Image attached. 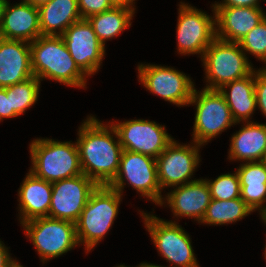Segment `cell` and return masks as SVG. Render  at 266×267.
<instances>
[{"label":"cell","instance_id":"cell-33","mask_svg":"<svg viewBox=\"0 0 266 267\" xmlns=\"http://www.w3.org/2000/svg\"><path fill=\"white\" fill-rule=\"evenodd\" d=\"M265 1V0H263ZM260 0H222L212 3L214 7H260Z\"/></svg>","mask_w":266,"mask_h":267},{"label":"cell","instance_id":"cell-40","mask_svg":"<svg viewBox=\"0 0 266 267\" xmlns=\"http://www.w3.org/2000/svg\"><path fill=\"white\" fill-rule=\"evenodd\" d=\"M261 221L266 225V213L261 217Z\"/></svg>","mask_w":266,"mask_h":267},{"label":"cell","instance_id":"cell-1","mask_svg":"<svg viewBox=\"0 0 266 267\" xmlns=\"http://www.w3.org/2000/svg\"><path fill=\"white\" fill-rule=\"evenodd\" d=\"M103 122L87 116L78 127L76 140L83 174L102 186L113 181L123 151L115 128L110 121Z\"/></svg>","mask_w":266,"mask_h":267},{"label":"cell","instance_id":"cell-3","mask_svg":"<svg viewBox=\"0 0 266 267\" xmlns=\"http://www.w3.org/2000/svg\"><path fill=\"white\" fill-rule=\"evenodd\" d=\"M72 141L36 138L29 144V171L47 182H56L83 174L78 147Z\"/></svg>","mask_w":266,"mask_h":267},{"label":"cell","instance_id":"cell-31","mask_svg":"<svg viewBox=\"0 0 266 267\" xmlns=\"http://www.w3.org/2000/svg\"><path fill=\"white\" fill-rule=\"evenodd\" d=\"M255 94L257 109L266 118V68L255 69Z\"/></svg>","mask_w":266,"mask_h":267},{"label":"cell","instance_id":"cell-29","mask_svg":"<svg viewBox=\"0 0 266 267\" xmlns=\"http://www.w3.org/2000/svg\"><path fill=\"white\" fill-rule=\"evenodd\" d=\"M239 44L245 55H253L257 61L266 64V23L262 21L254 27Z\"/></svg>","mask_w":266,"mask_h":267},{"label":"cell","instance_id":"cell-9","mask_svg":"<svg viewBox=\"0 0 266 267\" xmlns=\"http://www.w3.org/2000/svg\"><path fill=\"white\" fill-rule=\"evenodd\" d=\"M126 184L136 190L141 197H145L147 201H152L158 206L162 202L163 195L158 182L155 158L123 150L118 172L108 186L123 196Z\"/></svg>","mask_w":266,"mask_h":267},{"label":"cell","instance_id":"cell-23","mask_svg":"<svg viewBox=\"0 0 266 267\" xmlns=\"http://www.w3.org/2000/svg\"><path fill=\"white\" fill-rule=\"evenodd\" d=\"M218 90L223 94L236 124L251 122L257 109L255 70L244 78L224 84Z\"/></svg>","mask_w":266,"mask_h":267},{"label":"cell","instance_id":"cell-36","mask_svg":"<svg viewBox=\"0 0 266 267\" xmlns=\"http://www.w3.org/2000/svg\"><path fill=\"white\" fill-rule=\"evenodd\" d=\"M24 2L30 3L32 6L39 8L40 6L46 4L50 0H23Z\"/></svg>","mask_w":266,"mask_h":267},{"label":"cell","instance_id":"cell-11","mask_svg":"<svg viewBox=\"0 0 266 267\" xmlns=\"http://www.w3.org/2000/svg\"><path fill=\"white\" fill-rule=\"evenodd\" d=\"M138 81L153 95L178 107L188 106L195 89L190 76L174 67L157 64L137 65Z\"/></svg>","mask_w":266,"mask_h":267},{"label":"cell","instance_id":"cell-8","mask_svg":"<svg viewBox=\"0 0 266 267\" xmlns=\"http://www.w3.org/2000/svg\"><path fill=\"white\" fill-rule=\"evenodd\" d=\"M20 226L23 227L27 239L34 245L43 264L79 246L74 222L39 217L26 221Z\"/></svg>","mask_w":266,"mask_h":267},{"label":"cell","instance_id":"cell-43","mask_svg":"<svg viewBox=\"0 0 266 267\" xmlns=\"http://www.w3.org/2000/svg\"><path fill=\"white\" fill-rule=\"evenodd\" d=\"M264 259L266 260V244H265V250H264Z\"/></svg>","mask_w":266,"mask_h":267},{"label":"cell","instance_id":"cell-2","mask_svg":"<svg viewBox=\"0 0 266 267\" xmlns=\"http://www.w3.org/2000/svg\"><path fill=\"white\" fill-rule=\"evenodd\" d=\"M30 48L32 73L40 81L87 88L88 77L76 65L61 36L41 35L30 43Z\"/></svg>","mask_w":266,"mask_h":267},{"label":"cell","instance_id":"cell-44","mask_svg":"<svg viewBox=\"0 0 266 267\" xmlns=\"http://www.w3.org/2000/svg\"><path fill=\"white\" fill-rule=\"evenodd\" d=\"M263 162H264L265 165H266V154H265V157H264V159H263Z\"/></svg>","mask_w":266,"mask_h":267},{"label":"cell","instance_id":"cell-35","mask_svg":"<svg viewBox=\"0 0 266 267\" xmlns=\"http://www.w3.org/2000/svg\"><path fill=\"white\" fill-rule=\"evenodd\" d=\"M135 1L137 0H109L113 7H123L136 11Z\"/></svg>","mask_w":266,"mask_h":267},{"label":"cell","instance_id":"cell-20","mask_svg":"<svg viewBox=\"0 0 266 267\" xmlns=\"http://www.w3.org/2000/svg\"><path fill=\"white\" fill-rule=\"evenodd\" d=\"M51 195L52 183L40 179L28 171L17 195L20 224L34 218L48 217Z\"/></svg>","mask_w":266,"mask_h":267},{"label":"cell","instance_id":"cell-42","mask_svg":"<svg viewBox=\"0 0 266 267\" xmlns=\"http://www.w3.org/2000/svg\"><path fill=\"white\" fill-rule=\"evenodd\" d=\"M263 21L266 23V12L263 11Z\"/></svg>","mask_w":266,"mask_h":267},{"label":"cell","instance_id":"cell-12","mask_svg":"<svg viewBox=\"0 0 266 267\" xmlns=\"http://www.w3.org/2000/svg\"><path fill=\"white\" fill-rule=\"evenodd\" d=\"M200 148L203 146L194 141L180 144L174 139L167 145L156 158L158 182L162 191L198 180H193L192 176L202 161Z\"/></svg>","mask_w":266,"mask_h":267},{"label":"cell","instance_id":"cell-14","mask_svg":"<svg viewBox=\"0 0 266 267\" xmlns=\"http://www.w3.org/2000/svg\"><path fill=\"white\" fill-rule=\"evenodd\" d=\"M97 186L85 174L53 182L48 217L76 223Z\"/></svg>","mask_w":266,"mask_h":267},{"label":"cell","instance_id":"cell-4","mask_svg":"<svg viewBox=\"0 0 266 267\" xmlns=\"http://www.w3.org/2000/svg\"><path fill=\"white\" fill-rule=\"evenodd\" d=\"M122 199V195L108 185H98L91 193L76 222L77 240L79 246L84 245L86 254L97 247L112 228Z\"/></svg>","mask_w":266,"mask_h":267},{"label":"cell","instance_id":"cell-22","mask_svg":"<svg viewBox=\"0 0 266 267\" xmlns=\"http://www.w3.org/2000/svg\"><path fill=\"white\" fill-rule=\"evenodd\" d=\"M236 168L241 187L240 198L252 210L266 213V165L263 161L243 162Z\"/></svg>","mask_w":266,"mask_h":267},{"label":"cell","instance_id":"cell-17","mask_svg":"<svg viewBox=\"0 0 266 267\" xmlns=\"http://www.w3.org/2000/svg\"><path fill=\"white\" fill-rule=\"evenodd\" d=\"M11 5L7 0L0 26V38L31 43L41 36L38 8L23 0Z\"/></svg>","mask_w":266,"mask_h":267},{"label":"cell","instance_id":"cell-5","mask_svg":"<svg viewBox=\"0 0 266 267\" xmlns=\"http://www.w3.org/2000/svg\"><path fill=\"white\" fill-rule=\"evenodd\" d=\"M139 212L159 256L169 262V267H200L192 238L177 221H167L154 214Z\"/></svg>","mask_w":266,"mask_h":267},{"label":"cell","instance_id":"cell-16","mask_svg":"<svg viewBox=\"0 0 266 267\" xmlns=\"http://www.w3.org/2000/svg\"><path fill=\"white\" fill-rule=\"evenodd\" d=\"M210 201L209 186L205 179L200 178L196 181L173 187L171 191L163 196L159 206L167 203L177 221L179 217L181 219L182 217H187L200 223L205 216Z\"/></svg>","mask_w":266,"mask_h":267},{"label":"cell","instance_id":"cell-32","mask_svg":"<svg viewBox=\"0 0 266 267\" xmlns=\"http://www.w3.org/2000/svg\"><path fill=\"white\" fill-rule=\"evenodd\" d=\"M18 115L11 108L10 94H6L5 88H0V122L3 119L15 118Z\"/></svg>","mask_w":266,"mask_h":267},{"label":"cell","instance_id":"cell-13","mask_svg":"<svg viewBox=\"0 0 266 267\" xmlns=\"http://www.w3.org/2000/svg\"><path fill=\"white\" fill-rule=\"evenodd\" d=\"M119 143L123 150L141 153L157 158L174 139L165 125L144 119H131L123 122L112 120Z\"/></svg>","mask_w":266,"mask_h":267},{"label":"cell","instance_id":"cell-26","mask_svg":"<svg viewBox=\"0 0 266 267\" xmlns=\"http://www.w3.org/2000/svg\"><path fill=\"white\" fill-rule=\"evenodd\" d=\"M252 210L241 198H235L227 201L211 199L205 216L200 224L211 226H222L241 221L249 216Z\"/></svg>","mask_w":266,"mask_h":267},{"label":"cell","instance_id":"cell-24","mask_svg":"<svg viewBox=\"0 0 266 267\" xmlns=\"http://www.w3.org/2000/svg\"><path fill=\"white\" fill-rule=\"evenodd\" d=\"M38 10L41 35L61 36L73 23L82 19L77 0H50Z\"/></svg>","mask_w":266,"mask_h":267},{"label":"cell","instance_id":"cell-19","mask_svg":"<svg viewBox=\"0 0 266 267\" xmlns=\"http://www.w3.org/2000/svg\"><path fill=\"white\" fill-rule=\"evenodd\" d=\"M30 43L0 38V88L33 77Z\"/></svg>","mask_w":266,"mask_h":267},{"label":"cell","instance_id":"cell-37","mask_svg":"<svg viewBox=\"0 0 266 267\" xmlns=\"http://www.w3.org/2000/svg\"><path fill=\"white\" fill-rule=\"evenodd\" d=\"M6 2H7V0H0V26H1L3 11H4V7H5Z\"/></svg>","mask_w":266,"mask_h":267},{"label":"cell","instance_id":"cell-7","mask_svg":"<svg viewBox=\"0 0 266 267\" xmlns=\"http://www.w3.org/2000/svg\"><path fill=\"white\" fill-rule=\"evenodd\" d=\"M189 105H195L192 141L202 146L235 126L231 111L223 94L218 89L196 88Z\"/></svg>","mask_w":266,"mask_h":267},{"label":"cell","instance_id":"cell-34","mask_svg":"<svg viewBox=\"0 0 266 267\" xmlns=\"http://www.w3.org/2000/svg\"><path fill=\"white\" fill-rule=\"evenodd\" d=\"M8 249L9 247H6L0 239V267H12V265L17 261L16 258H11V254Z\"/></svg>","mask_w":266,"mask_h":267},{"label":"cell","instance_id":"cell-28","mask_svg":"<svg viewBox=\"0 0 266 267\" xmlns=\"http://www.w3.org/2000/svg\"><path fill=\"white\" fill-rule=\"evenodd\" d=\"M211 194V199L227 201L240 198L241 187L238 173H225L214 180L205 178Z\"/></svg>","mask_w":266,"mask_h":267},{"label":"cell","instance_id":"cell-25","mask_svg":"<svg viewBox=\"0 0 266 267\" xmlns=\"http://www.w3.org/2000/svg\"><path fill=\"white\" fill-rule=\"evenodd\" d=\"M134 14L135 10L113 7L92 15L87 20L92 25L97 38L105 46L106 41L112 40L131 27Z\"/></svg>","mask_w":266,"mask_h":267},{"label":"cell","instance_id":"cell-6","mask_svg":"<svg viewBox=\"0 0 266 267\" xmlns=\"http://www.w3.org/2000/svg\"><path fill=\"white\" fill-rule=\"evenodd\" d=\"M207 89H219L224 84L250 75L255 69L238 42L215 38L201 59ZM204 64V65H203Z\"/></svg>","mask_w":266,"mask_h":267},{"label":"cell","instance_id":"cell-15","mask_svg":"<svg viewBox=\"0 0 266 267\" xmlns=\"http://www.w3.org/2000/svg\"><path fill=\"white\" fill-rule=\"evenodd\" d=\"M61 37L76 65L88 78L99 71L106 46L97 38L87 19L73 23Z\"/></svg>","mask_w":266,"mask_h":267},{"label":"cell","instance_id":"cell-38","mask_svg":"<svg viewBox=\"0 0 266 267\" xmlns=\"http://www.w3.org/2000/svg\"><path fill=\"white\" fill-rule=\"evenodd\" d=\"M139 267H166V266H161V265H158V264H152V263H148V262H141L139 264Z\"/></svg>","mask_w":266,"mask_h":267},{"label":"cell","instance_id":"cell-39","mask_svg":"<svg viewBox=\"0 0 266 267\" xmlns=\"http://www.w3.org/2000/svg\"><path fill=\"white\" fill-rule=\"evenodd\" d=\"M12 267H24L23 265H21V263H19V261H16Z\"/></svg>","mask_w":266,"mask_h":267},{"label":"cell","instance_id":"cell-21","mask_svg":"<svg viewBox=\"0 0 266 267\" xmlns=\"http://www.w3.org/2000/svg\"><path fill=\"white\" fill-rule=\"evenodd\" d=\"M242 122L230 139L228 158L231 161H263L266 154V123Z\"/></svg>","mask_w":266,"mask_h":267},{"label":"cell","instance_id":"cell-18","mask_svg":"<svg viewBox=\"0 0 266 267\" xmlns=\"http://www.w3.org/2000/svg\"><path fill=\"white\" fill-rule=\"evenodd\" d=\"M216 37L240 42L263 21V9L256 7H214Z\"/></svg>","mask_w":266,"mask_h":267},{"label":"cell","instance_id":"cell-30","mask_svg":"<svg viewBox=\"0 0 266 267\" xmlns=\"http://www.w3.org/2000/svg\"><path fill=\"white\" fill-rule=\"evenodd\" d=\"M78 9L82 19L102 13L113 8L109 0H77Z\"/></svg>","mask_w":266,"mask_h":267},{"label":"cell","instance_id":"cell-10","mask_svg":"<svg viewBox=\"0 0 266 267\" xmlns=\"http://www.w3.org/2000/svg\"><path fill=\"white\" fill-rule=\"evenodd\" d=\"M178 6L177 52L184 56L198 54L202 59L205 50L216 38L214 6L211 5L213 16L189 3L181 1Z\"/></svg>","mask_w":266,"mask_h":267},{"label":"cell","instance_id":"cell-27","mask_svg":"<svg viewBox=\"0 0 266 267\" xmlns=\"http://www.w3.org/2000/svg\"><path fill=\"white\" fill-rule=\"evenodd\" d=\"M41 81L35 76L25 81L6 87V94H10V103L13 111L23 115L38 101Z\"/></svg>","mask_w":266,"mask_h":267},{"label":"cell","instance_id":"cell-41","mask_svg":"<svg viewBox=\"0 0 266 267\" xmlns=\"http://www.w3.org/2000/svg\"><path fill=\"white\" fill-rule=\"evenodd\" d=\"M114 267H130V266H126V265H124V264H120V265H116V266H114ZM135 267H139V264L138 265H136Z\"/></svg>","mask_w":266,"mask_h":267}]
</instances>
